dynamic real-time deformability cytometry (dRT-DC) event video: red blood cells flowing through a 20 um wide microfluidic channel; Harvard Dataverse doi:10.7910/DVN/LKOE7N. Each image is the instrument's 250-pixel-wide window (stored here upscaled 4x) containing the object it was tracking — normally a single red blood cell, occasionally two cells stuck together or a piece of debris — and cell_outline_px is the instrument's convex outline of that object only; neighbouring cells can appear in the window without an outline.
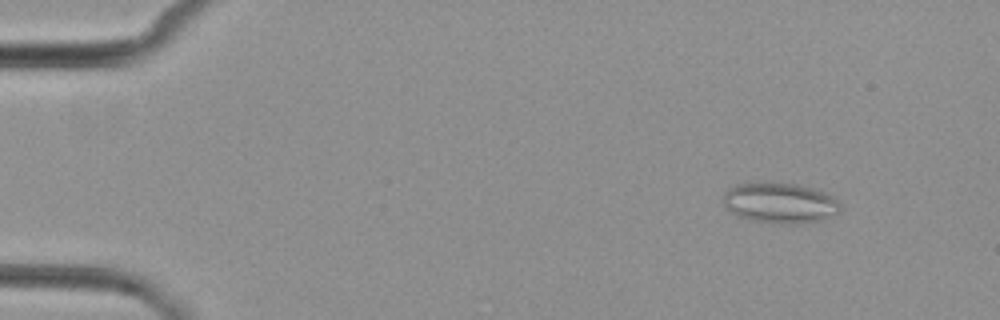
{"species": "common noctule bat (a hibernating species)", "species_latin": "Nyctalus noctula", "temperature_condition": "cold", "stored_images_in_passage": 5, "camera_frame_rate_fps": 3000, "um_per_image_px": 0.085, "animal": {"sex": "female", "body_mass_g": 29.2, "forearm_length_mm": 56.3}, "frame": {"image": 1, "passage_image": 2, "time_ms": 1.667, "image_size_px": [1000, 320], "cell_outline_px": [[840, 212], [824, 220], [800, 224], [780, 224], [752, 220], [736, 216], [724, 208], [724, 192], [728, 188], [736, 184], [796, 184], [820, 188], [832, 196], [840, 204]], "centroid_in_image_um": [66.33, 17.28], "position_along_channel_um": 18.7, "area_um2": 27.86}}